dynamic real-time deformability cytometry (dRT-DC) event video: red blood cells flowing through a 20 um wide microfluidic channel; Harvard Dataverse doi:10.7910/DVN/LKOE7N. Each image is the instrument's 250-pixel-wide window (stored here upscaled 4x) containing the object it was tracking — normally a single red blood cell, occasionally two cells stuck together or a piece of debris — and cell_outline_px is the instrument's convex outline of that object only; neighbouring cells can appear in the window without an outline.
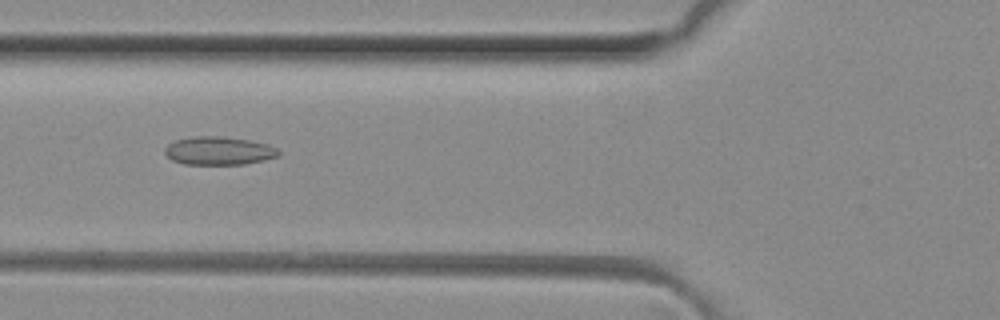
{"species": "common noctule bat (a hibernating species)", "species_latin": "Nyctalus noctula", "temperature_condition": "room temperature", "stored_images_in_passage": 44, "camera_frame_rate_fps": 3000, "um_per_image_px": 0.085, "animal": {"sex": "female", "body_mass_g": 29.2, "forearm_length_mm": 56.3}, "frame": {"image": 1, "passage_image": 13, "time_ms": 4.0, "image_size_px": [1000, 320], "cell_outline_px": [[280, 156], [264, 160], [244, 164], [184, 164], [172, 160], [164, 152], [164, 148], [168, 144], [176, 140], [192, 136], [224, 136], [248, 140], [268, 144], [276, 148], [280, 152]], "centroid_in_image_um": [18.6, 12.81], "position_along_channel_um": 107.2, "area_um2": 18.79}}
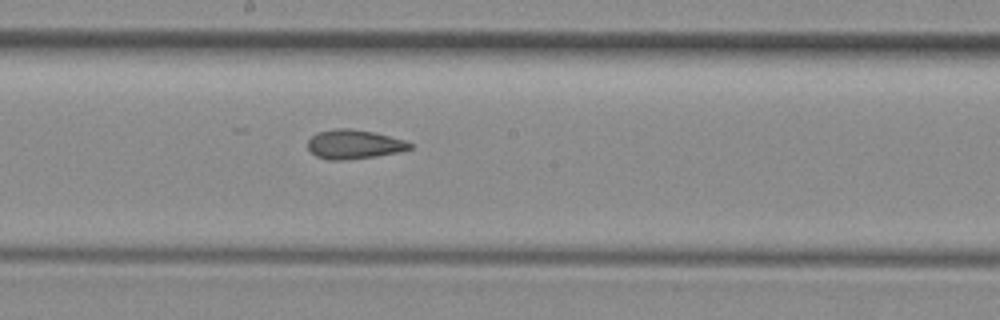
{"frame": {"image": 2, "passage_image": 21, "time_ms": 6.667, "image_size_px": [1000, 320], "cell_outline_px": [[412, 148], [396, 152], [376, 156], [344, 160], [328, 160], [316, 156], [308, 148], [308, 140], [312, 136], [320, 132], [336, 128], [348, 128], [372, 132], [404, 140], [412, 144]], "centroid_in_image_um": [30.07, 12.27], "position_along_channel_um": 218.1, "area_um2": 17.05}}
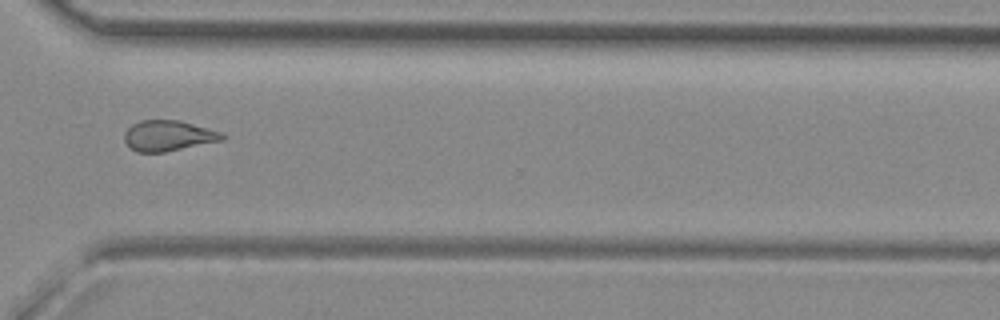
{"frame": {"image": 3, "passage_image": 31, "time_ms": 10.0, "image_size_px": [1000, 320], "cell_outline_px": [[228, 136], [224, 140], [164, 152], [136, 152], [124, 140], [124, 132], [132, 124], [140, 120], [180, 120], [224, 132]], "centroid_in_image_um": [14.36, 11.52], "position_along_channel_um": 356.2, "area_um2": 17.63}, "authors_computed_cell_mechanics": {"area_um2": 18.0914, "velocity_mm_per_s": 4.1556, "shape_relaxation_time_tau1_ms": null, "shape_relaxation_time_tau2_ms": 2.4401, "deformation_change_tau1": null, "deformation_change_tau2": 0.0943}}